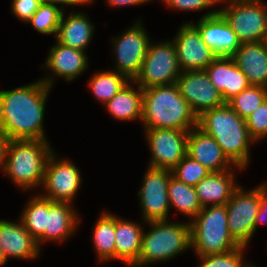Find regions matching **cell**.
<instances>
[{"label": "cell", "instance_id": "cell-1", "mask_svg": "<svg viewBox=\"0 0 267 267\" xmlns=\"http://www.w3.org/2000/svg\"><path fill=\"white\" fill-rule=\"evenodd\" d=\"M50 90L40 79L0 90V133L6 140H48L43 118Z\"/></svg>", "mask_w": 267, "mask_h": 267}, {"label": "cell", "instance_id": "cell-2", "mask_svg": "<svg viewBox=\"0 0 267 267\" xmlns=\"http://www.w3.org/2000/svg\"><path fill=\"white\" fill-rule=\"evenodd\" d=\"M198 127L217 141L223 153L235 166L243 169L248 167L250 144L255 141L249 134L245 119L227 103L200 115Z\"/></svg>", "mask_w": 267, "mask_h": 267}, {"label": "cell", "instance_id": "cell-3", "mask_svg": "<svg viewBox=\"0 0 267 267\" xmlns=\"http://www.w3.org/2000/svg\"><path fill=\"white\" fill-rule=\"evenodd\" d=\"M144 129L190 130L198 126V117L181 96L176 84L143 89Z\"/></svg>", "mask_w": 267, "mask_h": 267}, {"label": "cell", "instance_id": "cell-4", "mask_svg": "<svg viewBox=\"0 0 267 267\" xmlns=\"http://www.w3.org/2000/svg\"><path fill=\"white\" fill-rule=\"evenodd\" d=\"M49 144V140H7L3 172L23 192L43 185L47 159L53 152Z\"/></svg>", "mask_w": 267, "mask_h": 267}, {"label": "cell", "instance_id": "cell-5", "mask_svg": "<svg viewBox=\"0 0 267 267\" xmlns=\"http://www.w3.org/2000/svg\"><path fill=\"white\" fill-rule=\"evenodd\" d=\"M148 232H143L142 246L137 262L132 267H143L169 261L191 249L190 222L173 223L169 220L148 221Z\"/></svg>", "mask_w": 267, "mask_h": 267}, {"label": "cell", "instance_id": "cell-6", "mask_svg": "<svg viewBox=\"0 0 267 267\" xmlns=\"http://www.w3.org/2000/svg\"><path fill=\"white\" fill-rule=\"evenodd\" d=\"M225 205L205 206L189 222L191 225V249L197 255H216L232 251L239 245L231 237Z\"/></svg>", "mask_w": 267, "mask_h": 267}, {"label": "cell", "instance_id": "cell-7", "mask_svg": "<svg viewBox=\"0 0 267 267\" xmlns=\"http://www.w3.org/2000/svg\"><path fill=\"white\" fill-rule=\"evenodd\" d=\"M222 2L225 7L219 9V12L241 43L265 41L267 6L263 0H220V3Z\"/></svg>", "mask_w": 267, "mask_h": 267}, {"label": "cell", "instance_id": "cell-8", "mask_svg": "<svg viewBox=\"0 0 267 267\" xmlns=\"http://www.w3.org/2000/svg\"><path fill=\"white\" fill-rule=\"evenodd\" d=\"M181 72L173 40L158 44L150 41L141 69L133 81L142 89L176 84Z\"/></svg>", "mask_w": 267, "mask_h": 267}, {"label": "cell", "instance_id": "cell-9", "mask_svg": "<svg viewBox=\"0 0 267 267\" xmlns=\"http://www.w3.org/2000/svg\"><path fill=\"white\" fill-rule=\"evenodd\" d=\"M239 186L226 204L227 224L231 237L239 246L249 244L255 233V218L261 201V184L245 191Z\"/></svg>", "mask_w": 267, "mask_h": 267}, {"label": "cell", "instance_id": "cell-10", "mask_svg": "<svg viewBox=\"0 0 267 267\" xmlns=\"http://www.w3.org/2000/svg\"><path fill=\"white\" fill-rule=\"evenodd\" d=\"M140 20L123 34L112 37L115 71L133 80L139 73L150 42V37Z\"/></svg>", "mask_w": 267, "mask_h": 267}, {"label": "cell", "instance_id": "cell-11", "mask_svg": "<svg viewBox=\"0 0 267 267\" xmlns=\"http://www.w3.org/2000/svg\"><path fill=\"white\" fill-rule=\"evenodd\" d=\"M171 175V170L148 166L138 192L143 222L169 220L168 185Z\"/></svg>", "mask_w": 267, "mask_h": 267}, {"label": "cell", "instance_id": "cell-12", "mask_svg": "<svg viewBox=\"0 0 267 267\" xmlns=\"http://www.w3.org/2000/svg\"><path fill=\"white\" fill-rule=\"evenodd\" d=\"M56 155L52 152L47 159L41 186L42 189L45 188V193L41 196L52 201L72 203L83 181L81 173L72 161L61 158L59 160Z\"/></svg>", "mask_w": 267, "mask_h": 267}, {"label": "cell", "instance_id": "cell-13", "mask_svg": "<svg viewBox=\"0 0 267 267\" xmlns=\"http://www.w3.org/2000/svg\"><path fill=\"white\" fill-rule=\"evenodd\" d=\"M151 152L149 167L172 170L187 155L189 130L144 129Z\"/></svg>", "mask_w": 267, "mask_h": 267}, {"label": "cell", "instance_id": "cell-14", "mask_svg": "<svg viewBox=\"0 0 267 267\" xmlns=\"http://www.w3.org/2000/svg\"><path fill=\"white\" fill-rule=\"evenodd\" d=\"M176 85L197 117L226 104L205 70L182 71L176 80Z\"/></svg>", "mask_w": 267, "mask_h": 267}, {"label": "cell", "instance_id": "cell-15", "mask_svg": "<svg viewBox=\"0 0 267 267\" xmlns=\"http://www.w3.org/2000/svg\"><path fill=\"white\" fill-rule=\"evenodd\" d=\"M175 35L173 42L181 71L205 70L217 58L202 40L193 22L183 23Z\"/></svg>", "mask_w": 267, "mask_h": 267}, {"label": "cell", "instance_id": "cell-16", "mask_svg": "<svg viewBox=\"0 0 267 267\" xmlns=\"http://www.w3.org/2000/svg\"><path fill=\"white\" fill-rule=\"evenodd\" d=\"M202 40L217 57H231L240 47L236 33L219 12V9L206 12L193 24Z\"/></svg>", "mask_w": 267, "mask_h": 267}, {"label": "cell", "instance_id": "cell-17", "mask_svg": "<svg viewBox=\"0 0 267 267\" xmlns=\"http://www.w3.org/2000/svg\"><path fill=\"white\" fill-rule=\"evenodd\" d=\"M45 64V65H44ZM41 67L50 70L49 76L40 79L49 88H52L57 76L66 81H73L88 69V55L84 51L60 44L51 46L46 62Z\"/></svg>", "mask_w": 267, "mask_h": 267}, {"label": "cell", "instance_id": "cell-18", "mask_svg": "<svg viewBox=\"0 0 267 267\" xmlns=\"http://www.w3.org/2000/svg\"><path fill=\"white\" fill-rule=\"evenodd\" d=\"M187 155L211 172L228 171L231 169V165L238 170L240 169L242 171L243 169L240 166H235L223 153L217 141L198 126L189 130Z\"/></svg>", "mask_w": 267, "mask_h": 267}, {"label": "cell", "instance_id": "cell-19", "mask_svg": "<svg viewBox=\"0 0 267 267\" xmlns=\"http://www.w3.org/2000/svg\"><path fill=\"white\" fill-rule=\"evenodd\" d=\"M17 222L19 223L0 220V246L5 257L35 260L41 247L20 220Z\"/></svg>", "mask_w": 267, "mask_h": 267}, {"label": "cell", "instance_id": "cell-20", "mask_svg": "<svg viewBox=\"0 0 267 267\" xmlns=\"http://www.w3.org/2000/svg\"><path fill=\"white\" fill-rule=\"evenodd\" d=\"M79 214L72 203L52 201L46 198V227L44 242H64L78 228Z\"/></svg>", "mask_w": 267, "mask_h": 267}, {"label": "cell", "instance_id": "cell-21", "mask_svg": "<svg viewBox=\"0 0 267 267\" xmlns=\"http://www.w3.org/2000/svg\"><path fill=\"white\" fill-rule=\"evenodd\" d=\"M250 85L267 88V45L265 41L241 43L231 56Z\"/></svg>", "mask_w": 267, "mask_h": 267}, {"label": "cell", "instance_id": "cell-22", "mask_svg": "<svg viewBox=\"0 0 267 267\" xmlns=\"http://www.w3.org/2000/svg\"><path fill=\"white\" fill-rule=\"evenodd\" d=\"M205 71L226 103L250 86L247 77L231 57H217Z\"/></svg>", "mask_w": 267, "mask_h": 267}, {"label": "cell", "instance_id": "cell-23", "mask_svg": "<svg viewBox=\"0 0 267 267\" xmlns=\"http://www.w3.org/2000/svg\"><path fill=\"white\" fill-rule=\"evenodd\" d=\"M233 170L211 172L194 188L202 207L225 205L240 186L235 181Z\"/></svg>", "mask_w": 267, "mask_h": 267}, {"label": "cell", "instance_id": "cell-24", "mask_svg": "<svg viewBox=\"0 0 267 267\" xmlns=\"http://www.w3.org/2000/svg\"><path fill=\"white\" fill-rule=\"evenodd\" d=\"M63 11L56 39L60 44L85 52L92 40L95 27L85 13L70 12L65 18Z\"/></svg>", "mask_w": 267, "mask_h": 267}, {"label": "cell", "instance_id": "cell-25", "mask_svg": "<svg viewBox=\"0 0 267 267\" xmlns=\"http://www.w3.org/2000/svg\"><path fill=\"white\" fill-rule=\"evenodd\" d=\"M115 215V260L132 267L138 260L144 228L136 221Z\"/></svg>", "mask_w": 267, "mask_h": 267}, {"label": "cell", "instance_id": "cell-26", "mask_svg": "<svg viewBox=\"0 0 267 267\" xmlns=\"http://www.w3.org/2000/svg\"><path fill=\"white\" fill-rule=\"evenodd\" d=\"M132 84V85H131ZM135 82L130 80L110 101L105 104V109L110 115L121 121H142L143 114V89L133 88Z\"/></svg>", "mask_w": 267, "mask_h": 267}, {"label": "cell", "instance_id": "cell-27", "mask_svg": "<svg viewBox=\"0 0 267 267\" xmlns=\"http://www.w3.org/2000/svg\"><path fill=\"white\" fill-rule=\"evenodd\" d=\"M93 229L92 242L99 262L115 260V215L104 211Z\"/></svg>", "mask_w": 267, "mask_h": 267}, {"label": "cell", "instance_id": "cell-28", "mask_svg": "<svg viewBox=\"0 0 267 267\" xmlns=\"http://www.w3.org/2000/svg\"><path fill=\"white\" fill-rule=\"evenodd\" d=\"M168 196L170 207H174L185 216L187 215L191 221L203 208L195 188L179 181L172 175L168 185Z\"/></svg>", "mask_w": 267, "mask_h": 267}, {"label": "cell", "instance_id": "cell-29", "mask_svg": "<svg viewBox=\"0 0 267 267\" xmlns=\"http://www.w3.org/2000/svg\"><path fill=\"white\" fill-rule=\"evenodd\" d=\"M129 81L130 79L126 75L110 69L95 73L90 78L88 85L94 97L105 105Z\"/></svg>", "mask_w": 267, "mask_h": 267}, {"label": "cell", "instance_id": "cell-30", "mask_svg": "<svg viewBox=\"0 0 267 267\" xmlns=\"http://www.w3.org/2000/svg\"><path fill=\"white\" fill-rule=\"evenodd\" d=\"M20 222L40 247L44 242L46 227V198L42 197L41 194L32 196L22 210Z\"/></svg>", "mask_w": 267, "mask_h": 267}, {"label": "cell", "instance_id": "cell-31", "mask_svg": "<svg viewBox=\"0 0 267 267\" xmlns=\"http://www.w3.org/2000/svg\"><path fill=\"white\" fill-rule=\"evenodd\" d=\"M267 100V88L250 85L230 99L227 104L243 119Z\"/></svg>", "mask_w": 267, "mask_h": 267}, {"label": "cell", "instance_id": "cell-32", "mask_svg": "<svg viewBox=\"0 0 267 267\" xmlns=\"http://www.w3.org/2000/svg\"><path fill=\"white\" fill-rule=\"evenodd\" d=\"M64 8V6L58 7L43 2L27 23L32 24V27L39 33L44 35L53 34L56 38Z\"/></svg>", "mask_w": 267, "mask_h": 267}, {"label": "cell", "instance_id": "cell-33", "mask_svg": "<svg viewBox=\"0 0 267 267\" xmlns=\"http://www.w3.org/2000/svg\"><path fill=\"white\" fill-rule=\"evenodd\" d=\"M172 176L183 183L195 187L211 171L195 159L186 155L172 170Z\"/></svg>", "mask_w": 267, "mask_h": 267}, {"label": "cell", "instance_id": "cell-34", "mask_svg": "<svg viewBox=\"0 0 267 267\" xmlns=\"http://www.w3.org/2000/svg\"><path fill=\"white\" fill-rule=\"evenodd\" d=\"M247 247L239 246L238 248L216 255H197L201 263L198 267H252L245 261L244 251Z\"/></svg>", "mask_w": 267, "mask_h": 267}, {"label": "cell", "instance_id": "cell-35", "mask_svg": "<svg viewBox=\"0 0 267 267\" xmlns=\"http://www.w3.org/2000/svg\"><path fill=\"white\" fill-rule=\"evenodd\" d=\"M245 123L255 142L267 138V100L245 118Z\"/></svg>", "mask_w": 267, "mask_h": 267}, {"label": "cell", "instance_id": "cell-36", "mask_svg": "<svg viewBox=\"0 0 267 267\" xmlns=\"http://www.w3.org/2000/svg\"><path fill=\"white\" fill-rule=\"evenodd\" d=\"M167 7L180 11H198L209 9L220 3V0H162Z\"/></svg>", "mask_w": 267, "mask_h": 267}, {"label": "cell", "instance_id": "cell-37", "mask_svg": "<svg viewBox=\"0 0 267 267\" xmlns=\"http://www.w3.org/2000/svg\"><path fill=\"white\" fill-rule=\"evenodd\" d=\"M42 3L43 0H12L11 12L16 18L27 23Z\"/></svg>", "mask_w": 267, "mask_h": 267}, {"label": "cell", "instance_id": "cell-38", "mask_svg": "<svg viewBox=\"0 0 267 267\" xmlns=\"http://www.w3.org/2000/svg\"><path fill=\"white\" fill-rule=\"evenodd\" d=\"M267 184L261 183V201L258 214L255 218V231L261 223H267ZM266 221V222H265Z\"/></svg>", "mask_w": 267, "mask_h": 267}, {"label": "cell", "instance_id": "cell-39", "mask_svg": "<svg viewBox=\"0 0 267 267\" xmlns=\"http://www.w3.org/2000/svg\"><path fill=\"white\" fill-rule=\"evenodd\" d=\"M94 1V0H93ZM152 0H107V4L111 7L118 6H137L141 4L149 3Z\"/></svg>", "mask_w": 267, "mask_h": 267}, {"label": "cell", "instance_id": "cell-40", "mask_svg": "<svg viewBox=\"0 0 267 267\" xmlns=\"http://www.w3.org/2000/svg\"><path fill=\"white\" fill-rule=\"evenodd\" d=\"M43 2L53 5L62 4L65 6H80L93 3V0H43Z\"/></svg>", "mask_w": 267, "mask_h": 267}, {"label": "cell", "instance_id": "cell-41", "mask_svg": "<svg viewBox=\"0 0 267 267\" xmlns=\"http://www.w3.org/2000/svg\"><path fill=\"white\" fill-rule=\"evenodd\" d=\"M6 142L7 140L0 133V170H2V172L4 169V151H5Z\"/></svg>", "mask_w": 267, "mask_h": 267}, {"label": "cell", "instance_id": "cell-42", "mask_svg": "<svg viewBox=\"0 0 267 267\" xmlns=\"http://www.w3.org/2000/svg\"><path fill=\"white\" fill-rule=\"evenodd\" d=\"M7 261H8V259L5 257L3 249L0 246V267L3 266L4 264H6Z\"/></svg>", "mask_w": 267, "mask_h": 267}]
</instances>
